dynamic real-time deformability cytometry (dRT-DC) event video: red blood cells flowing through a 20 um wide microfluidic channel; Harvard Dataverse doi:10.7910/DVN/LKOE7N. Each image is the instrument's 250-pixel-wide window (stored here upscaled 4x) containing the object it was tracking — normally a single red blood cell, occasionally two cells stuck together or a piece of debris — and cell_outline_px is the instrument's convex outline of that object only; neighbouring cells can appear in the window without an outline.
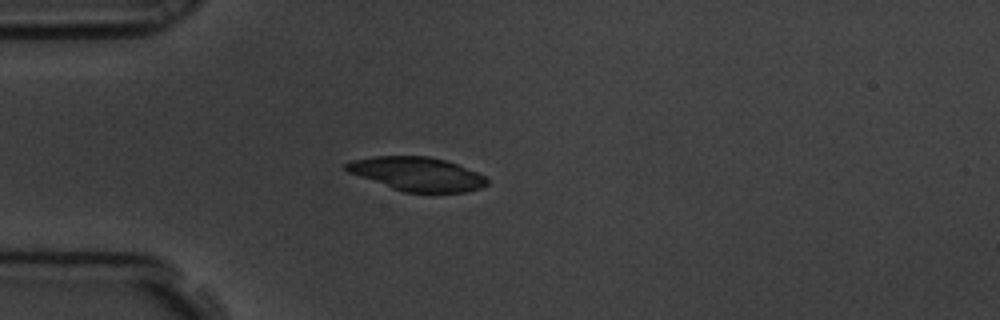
{"species": "common noctule bat (a hibernating species)", "species_latin": "Nyctalus noctula", "temperature_condition": "room temperature", "stored_images_in_passage": 4, "camera_frame_rate_fps": 3000, "um_per_image_px": 0.085, "animal": {"sex": "male", "body_mass_g": 19.5, "forearm_length_mm": 54.6}, "frame": {"image": 1, "passage_image": 4, "time_ms": 1.0, "image_size_px": [1000, 320], "cell_outline_px": [[488, 184], [480, 188], [464, 192], [404, 192], [392, 188], [348, 172], [344, 168], [344, 164], [352, 160], [372, 156], [428, 156], [444, 160], [456, 164], [476, 172], [484, 176], [488, 180]], "centroid_in_image_um": [35.43, 14.78], "position_along_channel_um": 49.6, "area_um2": 27.46}}